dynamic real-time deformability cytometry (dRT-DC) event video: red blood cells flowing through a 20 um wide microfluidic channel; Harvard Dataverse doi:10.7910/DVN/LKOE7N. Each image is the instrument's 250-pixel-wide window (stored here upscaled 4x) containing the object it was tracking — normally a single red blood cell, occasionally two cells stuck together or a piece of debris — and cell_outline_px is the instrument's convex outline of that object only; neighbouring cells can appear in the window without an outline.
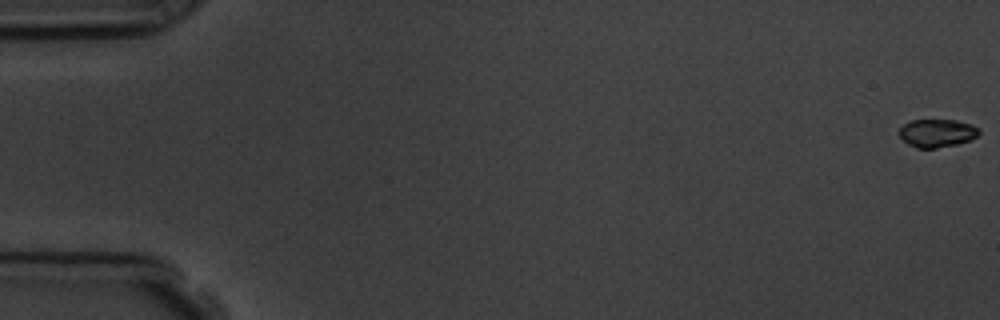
{"species": "common noctule bat (a hibernating species)", "species_latin": "Nyctalus noctula", "temperature_condition": "room temperature", "stored_images_in_passage": 5, "segment_of_instrument_passage": [1, 2], "camera_frame_rate_fps": 3000, "um_per_image_px": 0.085, "animal": {"sex": "male", "body_mass_g": 19.5, "forearm_length_mm": 54.6}, "frame": {"image": 1, "passage_image": 1, "time_ms": 0.0, "image_size_px": [1000, 320], "cell_outline_px": [[980, 132], [976, 136], [968, 140], [956, 144], [936, 148], [916, 148], [908, 144], [900, 136], [900, 128], [904, 124], [912, 120], [956, 120], [972, 124], [980, 128]], "centroid_in_image_um": [79.66, 11.3], "position_along_channel_um": 5.3, "area_um2": 12.95}}
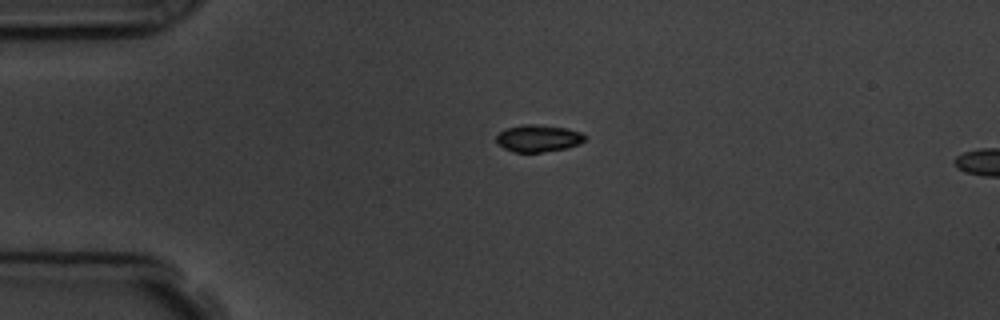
{"frame": {"image": 2, "passage_image": 4, "time_ms": 4.333, "image_size_px": [1000, 320], "cell_outline_px": [[588, 136], [580, 144], [568, 148], [540, 152], [516, 152], [504, 148], [496, 140], [496, 136], [500, 132], [508, 128], [524, 124], [536, 124], [564, 128], [580, 132]], "centroid_in_image_um": [45.79, 11.76], "position_along_channel_um": 39.2, "area_um2": 13.81}}